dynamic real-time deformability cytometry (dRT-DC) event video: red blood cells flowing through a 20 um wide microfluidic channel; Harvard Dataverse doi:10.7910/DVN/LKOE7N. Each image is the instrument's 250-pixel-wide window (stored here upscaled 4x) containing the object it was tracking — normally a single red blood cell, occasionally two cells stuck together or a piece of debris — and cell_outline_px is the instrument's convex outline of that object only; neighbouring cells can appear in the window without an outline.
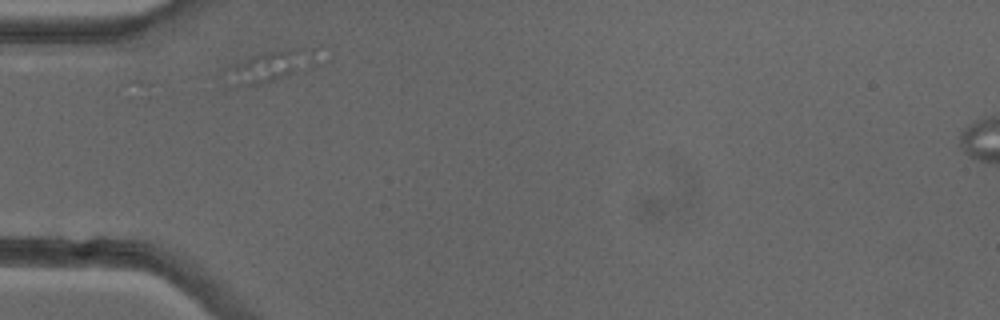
{"species": "common noctule bat (a hibernating species)", "species_latin": "Nyctalus noctula", "temperature_condition": "cold", "stored_images_in_passage": 2, "camera_frame_rate_fps": 3000, "um_per_image_px": 0.085, "animal": {"sex": "female"}, "frame": {"image": 1, "passage_image": 2, "time_ms": 0.333, "image_size_px": [1000, 320], "cell_outline_px": [[316, 48], [312, 64], [308, 68], [256, 84], [248, 84], [232, 72], [232, 68], [252, 56], [268, 52], [300, 48]], "centroid_in_image_um": [23.29, 5.51], "position_along_channel_um": 61.7, "area_um2": 13.64}}